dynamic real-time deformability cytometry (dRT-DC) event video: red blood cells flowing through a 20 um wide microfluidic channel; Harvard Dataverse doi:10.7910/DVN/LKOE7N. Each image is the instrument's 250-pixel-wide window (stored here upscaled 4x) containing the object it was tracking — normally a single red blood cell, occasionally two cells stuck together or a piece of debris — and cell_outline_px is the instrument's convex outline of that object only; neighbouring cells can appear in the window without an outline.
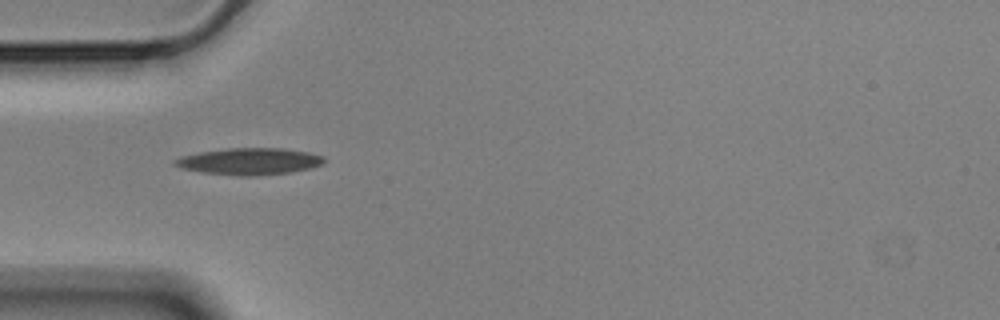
{"species": "Egyptian fruit bat (a non-hibernating species)", "species_latin": "Rousettus aegyptiacus", "temperature_condition": "cold", "stored_images_in_passage": 11, "camera_frame_rate_fps": 3000, "um_per_image_px": 0.085, "animal": {"sex": "male"}, "frame": {"image": 1, "passage_image": 1, "time_ms": 0.0, "image_size_px": [1000, 320], "cell_outline_px": [[324, 164], [312, 168], [288, 172], [256, 176], [240, 176], [204, 172], [184, 168], [172, 164], [172, 160], [180, 156], [200, 152], [228, 148], [280, 148], [308, 152], [324, 156]], "centroid_in_image_um": [21.21, 13.71], "position_along_channel_um": 63.8, "area_um2": 23.18}}
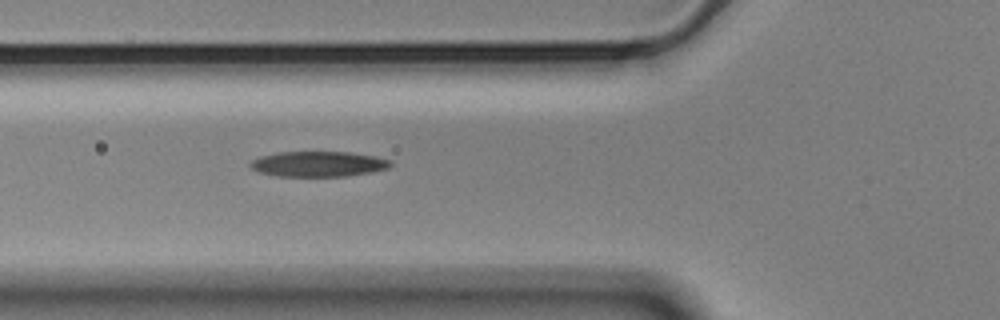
{"frame": {"image": 2, "passage_image": 4, "time_ms": 1.0, "image_size_px": [1000, 320], "cell_outline_px": [[392, 164], [388, 168], [372, 172], [348, 176], [280, 176], [260, 172], [252, 168], [248, 164], [252, 160], [260, 156], [280, 152], [348, 152], [372, 156], [388, 160]], "centroid_in_image_um": [27.04, 13.94], "position_along_channel_um": 98.8, "area_um2": 20.46}}
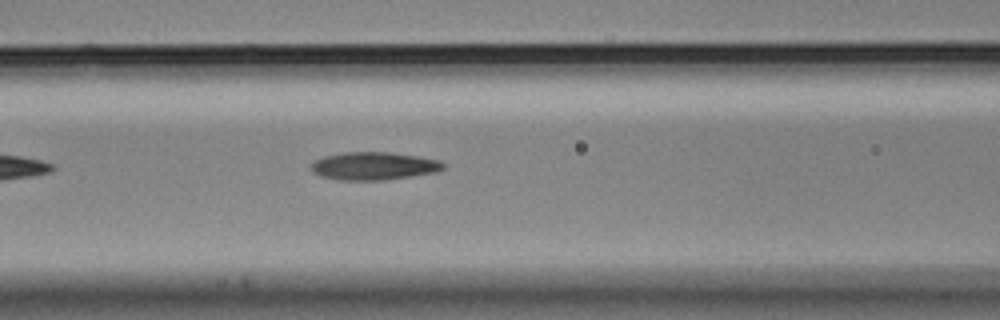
{"frame": {"image": 3, "passage_image": 7, "time_ms": 2.0, "image_size_px": [1000, 320], "cell_outline_px": [[444, 168], [436, 172], [412, 176], [384, 180], [340, 180], [320, 176], [312, 172], [308, 168], [312, 160], [324, 156], [344, 152], [388, 152], [416, 156], [440, 160], [444, 164]], "centroid_in_image_um": [31.7, 14.11], "position_along_channel_um": 134.9, "area_um2": 21.68}}